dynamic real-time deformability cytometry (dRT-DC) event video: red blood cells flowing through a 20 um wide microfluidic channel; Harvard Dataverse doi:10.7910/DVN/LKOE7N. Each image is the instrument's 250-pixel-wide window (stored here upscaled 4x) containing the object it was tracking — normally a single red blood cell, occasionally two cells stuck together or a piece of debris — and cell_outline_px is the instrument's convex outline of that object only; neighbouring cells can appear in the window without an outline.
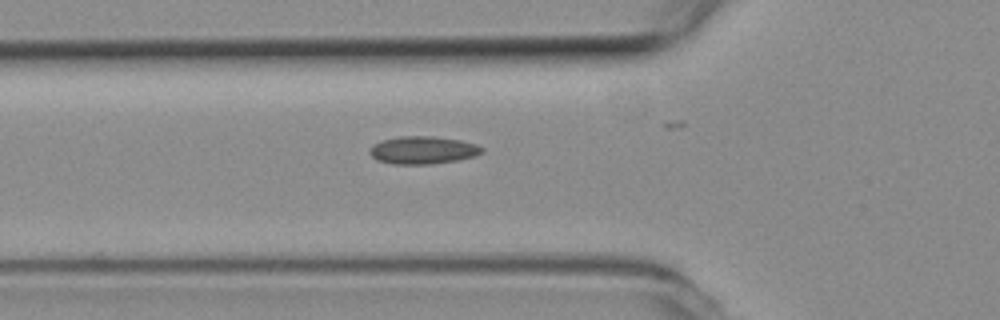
{"species": "common noctule bat (a hibernating species)", "species_latin": "Nyctalus noctula", "temperature_condition": "room temperature", "stored_images_in_passage": 25, "camera_frame_rate_fps": 3000, "um_per_image_px": 0.085, "animal": {"sex": "female", "body_mass_g": 19.3, "forearm_length_mm": 54.1}, "frame": {"image": 1, "passage_image": 2, "time_ms": 0.333, "image_size_px": [1000, 320], "cell_outline_px": [[484, 152], [476, 156], [456, 160], [432, 164], [392, 164], [376, 160], [368, 152], [368, 148], [372, 144], [380, 140], [400, 136], [432, 136], [460, 140], [476, 144], [484, 148]], "centroid_in_image_um": [35.91, 12.76], "position_along_channel_um": 89.9, "area_um2": 18.38}}
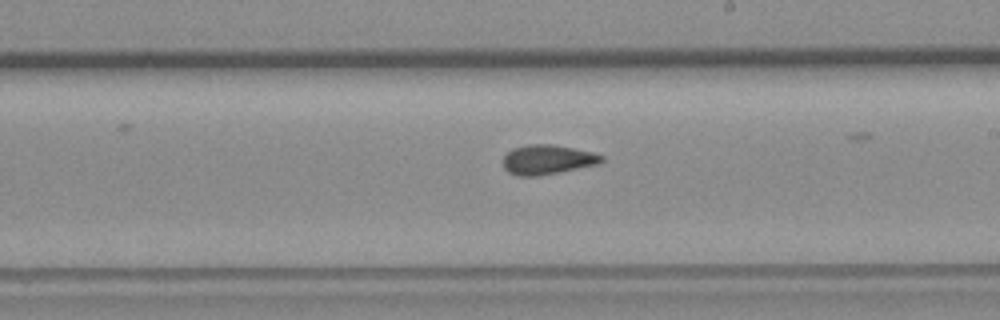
{"frame": {"image": 2, "passage_image": 14, "time_ms": 4.333, "image_size_px": [1000, 320], "cell_outline_px": [[604, 160], [600, 164], [536, 176], [520, 176], [508, 172], [504, 168], [504, 156], [512, 148], [528, 144], [552, 144], [592, 152], [604, 156]], "centroid_in_image_um": [46.54, 13.56], "position_along_channel_um": 242.5, "area_um2": 16.88}}
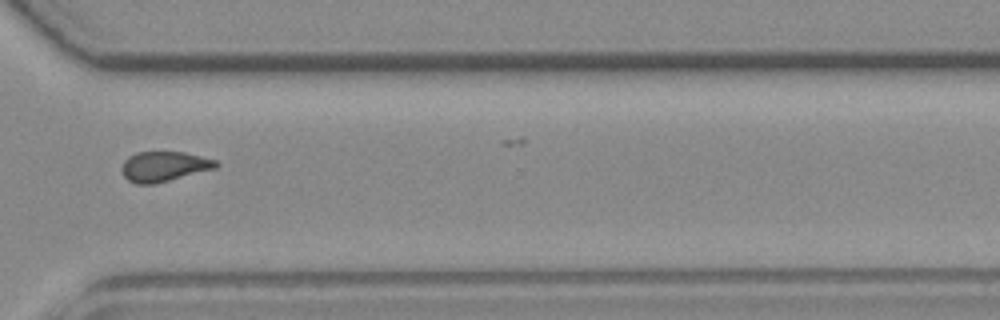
{"frame": {"image": 3, "passage_image": 23, "time_ms": 7.333, "image_size_px": [1000, 320], "cell_outline_px": [[220, 164], [216, 168], [152, 184], [136, 184], [128, 180], [124, 176], [120, 168], [124, 160], [128, 156], [136, 152], [184, 152], [216, 160]], "centroid_in_image_um": [13.91, 14.14], "position_along_channel_um": 356.7, "area_um2": 16.42}}